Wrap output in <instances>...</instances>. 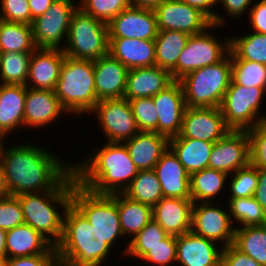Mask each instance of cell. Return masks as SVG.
Returning <instances> with one entry per match:
<instances>
[{"label": "cell", "instance_id": "6da1fadb", "mask_svg": "<svg viewBox=\"0 0 266 266\" xmlns=\"http://www.w3.org/2000/svg\"><path fill=\"white\" fill-rule=\"evenodd\" d=\"M4 146L0 149V162L9 195L73 190L70 160L67 163L51 150L32 142Z\"/></svg>", "mask_w": 266, "mask_h": 266}, {"label": "cell", "instance_id": "7a4b0ae2", "mask_svg": "<svg viewBox=\"0 0 266 266\" xmlns=\"http://www.w3.org/2000/svg\"><path fill=\"white\" fill-rule=\"evenodd\" d=\"M103 145L83 161L72 163L76 183L95 194L123 193L137 176L138 169L123 143Z\"/></svg>", "mask_w": 266, "mask_h": 266}, {"label": "cell", "instance_id": "3957f363", "mask_svg": "<svg viewBox=\"0 0 266 266\" xmlns=\"http://www.w3.org/2000/svg\"><path fill=\"white\" fill-rule=\"evenodd\" d=\"M55 247L63 266H102L113 251L72 203L65 211L62 238Z\"/></svg>", "mask_w": 266, "mask_h": 266}, {"label": "cell", "instance_id": "277c9868", "mask_svg": "<svg viewBox=\"0 0 266 266\" xmlns=\"http://www.w3.org/2000/svg\"><path fill=\"white\" fill-rule=\"evenodd\" d=\"M54 91L70 116L89 115L98 102L93 60L65 56Z\"/></svg>", "mask_w": 266, "mask_h": 266}, {"label": "cell", "instance_id": "5b68a950", "mask_svg": "<svg viewBox=\"0 0 266 266\" xmlns=\"http://www.w3.org/2000/svg\"><path fill=\"white\" fill-rule=\"evenodd\" d=\"M72 191L51 190L16 196L22 208L25 224L40 232L54 246L62 238L64 214L71 204ZM58 208L62 210L59 211Z\"/></svg>", "mask_w": 266, "mask_h": 266}, {"label": "cell", "instance_id": "8992f818", "mask_svg": "<svg viewBox=\"0 0 266 266\" xmlns=\"http://www.w3.org/2000/svg\"><path fill=\"white\" fill-rule=\"evenodd\" d=\"M186 107H220L231 81V53L181 78Z\"/></svg>", "mask_w": 266, "mask_h": 266}, {"label": "cell", "instance_id": "52a82bcc", "mask_svg": "<svg viewBox=\"0 0 266 266\" xmlns=\"http://www.w3.org/2000/svg\"><path fill=\"white\" fill-rule=\"evenodd\" d=\"M71 203L85 216L105 242L114 249L124 237L116 203V193L95 194L73 179Z\"/></svg>", "mask_w": 266, "mask_h": 266}, {"label": "cell", "instance_id": "ba28073f", "mask_svg": "<svg viewBox=\"0 0 266 266\" xmlns=\"http://www.w3.org/2000/svg\"><path fill=\"white\" fill-rule=\"evenodd\" d=\"M108 46V24L78 7L72 15L67 41L62 49L65 56L94 61L108 54Z\"/></svg>", "mask_w": 266, "mask_h": 266}, {"label": "cell", "instance_id": "9c48e42d", "mask_svg": "<svg viewBox=\"0 0 266 266\" xmlns=\"http://www.w3.org/2000/svg\"><path fill=\"white\" fill-rule=\"evenodd\" d=\"M265 94L263 88H247L230 81L219 107L226 126L230 130L247 131L265 119V113L260 111Z\"/></svg>", "mask_w": 266, "mask_h": 266}, {"label": "cell", "instance_id": "30bf717a", "mask_svg": "<svg viewBox=\"0 0 266 266\" xmlns=\"http://www.w3.org/2000/svg\"><path fill=\"white\" fill-rule=\"evenodd\" d=\"M221 27L212 24L204 32L191 35L180 53L176 68L171 72L173 80L179 81L186 74L223 60L230 52V37L223 42L212 33ZM211 30V31H210ZM212 33V34H211Z\"/></svg>", "mask_w": 266, "mask_h": 266}, {"label": "cell", "instance_id": "8fae6325", "mask_svg": "<svg viewBox=\"0 0 266 266\" xmlns=\"http://www.w3.org/2000/svg\"><path fill=\"white\" fill-rule=\"evenodd\" d=\"M74 1L56 0L43 15L33 20L31 26L36 48H64L72 15L78 8Z\"/></svg>", "mask_w": 266, "mask_h": 266}, {"label": "cell", "instance_id": "7c38bea8", "mask_svg": "<svg viewBox=\"0 0 266 266\" xmlns=\"http://www.w3.org/2000/svg\"><path fill=\"white\" fill-rule=\"evenodd\" d=\"M92 113L97 117L99 128L107 142L123 143L140 131L125 97L100 100L90 115Z\"/></svg>", "mask_w": 266, "mask_h": 266}, {"label": "cell", "instance_id": "4fadbf2b", "mask_svg": "<svg viewBox=\"0 0 266 266\" xmlns=\"http://www.w3.org/2000/svg\"><path fill=\"white\" fill-rule=\"evenodd\" d=\"M221 203H194L191 232L218 243L225 248L234 243L235 225ZM226 210V211H225Z\"/></svg>", "mask_w": 266, "mask_h": 266}, {"label": "cell", "instance_id": "5bb4252c", "mask_svg": "<svg viewBox=\"0 0 266 266\" xmlns=\"http://www.w3.org/2000/svg\"><path fill=\"white\" fill-rule=\"evenodd\" d=\"M154 11L158 31L175 30L191 36L204 32L212 25L204 13L180 0H163Z\"/></svg>", "mask_w": 266, "mask_h": 266}, {"label": "cell", "instance_id": "9a60e30c", "mask_svg": "<svg viewBox=\"0 0 266 266\" xmlns=\"http://www.w3.org/2000/svg\"><path fill=\"white\" fill-rule=\"evenodd\" d=\"M230 129L219 107H186L178 136L215 143Z\"/></svg>", "mask_w": 266, "mask_h": 266}, {"label": "cell", "instance_id": "2e32d148", "mask_svg": "<svg viewBox=\"0 0 266 266\" xmlns=\"http://www.w3.org/2000/svg\"><path fill=\"white\" fill-rule=\"evenodd\" d=\"M250 163L249 136L247 131L230 130L214 143L209 158V168L230 175Z\"/></svg>", "mask_w": 266, "mask_h": 266}, {"label": "cell", "instance_id": "e0dca14e", "mask_svg": "<svg viewBox=\"0 0 266 266\" xmlns=\"http://www.w3.org/2000/svg\"><path fill=\"white\" fill-rule=\"evenodd\" d=\"M108 34L109 38L154 40L158 34L155 11L130 6L108 23Z\"/></svg>", "mask_w": 266, "mask_h": 266}, {"label": "cell", "instance_id": "ac0fdd59", "mask_svg": "<svg viewBox=\"0 0 266 266\" xmlns=\"http://www.w3.org/2000/svg\"><path fill=\"white\" fill-rule=\"evenodd\" d=\"M158 112L157 133L168 139L178 136L186 109L183 87L174 80L164 90L152 97Z\"/></svg>", "mask_w": 266, "mask_h": 266}, {"label": "cell", "instance_id": "d6986e66", "mask_svg": "<svg viewBox=\"0 0 266 266\" xmlns=\"http://www.w3.org/2000/svg\"><path fill=\"white\" fill-rule=\"evenodd\" d=\"M64 113L63 108L54 90L32 89L27 87L24 109V126L35 128L51 126Z\"/></svg>", "mask_w": 266, "mask_h": 266}, {"label": "cell", "instance_id": "ffe728a7", "mask_svg": "<svg viewBox=\"0 0 266 266\" xmlns=\"http://www.w3.org/2000/svg\"><path fill=\"white\" fill-rule=\"evenodd\" d=\"M176 243L178 266H221L223 247L218 243L195 235L191 231L176 236Z\"/></svg>", "mask_w": 266, "mask_h": 266}, {"label": "cell", "instance_id": "44dd1931", "mask_svg": "<svg viewBox=\"0 0 266 266\" xmlns=\"http://www.w3.org/2000/svg\"><path fill=\"white\" fill-rule=\"evenodd\" d=\"M64 59L62 49L36 48L31 55L26 87L55 90Z\"/></svg>", "mask_w": 266, "mask_h": 266}, {"label": "cell", "instance_id": "7402d4cb", "mask_svg": "<svg viewBox=\"0 0 266 266\" xmlns=\"http://www.w3.org/2000/svg\"><path fill=\"white\" fill-rule=\"evenodd\" d=\"M93 63L97 100L124 97L129 69L109 53Z\"/></svg>", "mask_w": 266, "mask_h": 266}, {"label": "cell", "instance_id": "603a6c76", "mask_svg": "<svg viewBox=\"0 0 266 266\" xmlns=\"http://www.w3.org/2000/svg\"><path fill=\"white\" fill-rule=\"evenodd\" d=\"M191 199L163 197L152 207L153 219L168 235L180 236L191 231Z\"/></svg>", "mask_w": 266, "mask_h": 266}, {"label": "cell", "instance_id": "cb8c5ba5", "mask_svg": "<svg viewBox=\"0 0 266 266\" xmlns=\"http://www.w3.org/2000/svg\"><path fill=\"white\" fill-rule=\"evenodd\" d=\"M161 183L164 197L191 199L190 174L168 148L153 169Z\"/></svg>", "mask_w": 266, "mask_h": 266}, {"label": "cell", "instance_id": "d4e9b609", "mask_svg": "<svg viewBox=\"0 0 266 266\" xmlns=\"http://www.w3.org/2000/svg\"><path fill=\"white\" fill-rule=\"evenodd\" d=\"M173 81L169 71L156 65L129 69L124 97L127 100L153 97Z\"/></svg>", "mask_w": 266, "mask_h": 266}, {"label": "cell", "instance_id": "484cf974", "mask_svg": "<svg viewBox=\"0 0 266 266\" xmlns=\"http://www.w3.org/2000/svg\"><path fill=\"white\" fill-rule=\"evenodd\" d=\"M123 144L138 170H153L169 148V139L156 132L139 131Z\"/></svg>", "mask_w": 266, "mask_h": 266}, {"label": "cell", "instance_id": "4316f807", "mask_svg": "<svg viewBox=\"0 0 266 266\" xmlns=\"http://www.w3.org/2000/svg\"><path fill=\"white\" fill-rule=\"evenodd\" d=\"M27 87L20 84H0V135L24 128V109Z\"/></svg>", "mask_w": 266, "mask_h": 266}, {"label": "cell", "instance_id": "83f0119b", "mask_svg": "<svg viewBox=\"0 0 266 266\" xmlns=\"http://www.w3.org/2000/svg\"><path fill=\"white\" fill-rule=\"evenodd\" d=\"M7 258L37 254H57L56 247L28 224H21L6 232Z\"/></svg>", "mask_w": 266, "mask_h": 266}, {"label": "cell", "instance_id": "f1b7e54d", "mask_svg": "<svg viewBox=\"0 0 266 266\" xmlns=\"http://www.w3.org/2000/svg\"><path fill=\"white\" fill-rule=\"evenodd\" d=\"M108 53L128 69L155 65V41L109 38Z\"/></svg>", "mask_w": 266, "mask_h": 266}, {"label": "cell", "instance_id": "f546056e", "mask_svg": "<svg viewBox=\"0 0 266 266\" xmlns=\"http://www.w3.org/2000/svg\"><path fill=\"white\" fill-rule=\"evenodd\" d=\"M213 145L212 142L184 137L169 139V148L190 175L209 168V158Z\"/></svg>", "mask_w": 266, "mask_h": 266}, {"label": "cell", "instance_id": "4dcf8cb0", "mask_svg": "<svg viewBox=\"0 0 266 266\" xmlns=\"http://www.w3.org/2000/svg\"><path fill=\"white\" fill-rule=\"evenodd\" d=\"M116 203L124 238H133L153 219L152 206L131 200L123 193H116Z\"/></svg>", "mask_w": 266, "mask_h": 266}, {"label": "cell", "instance_id": "1f68e13d", "mask_svg": "<svg viewBox=\"0 0 266 266\" xmlns=\"http://www.w3.org/2000/svg\"><path fill=\"white\" fill-rule=\"evenodd\" d=\"M229 175L223 171L205 168L190 175V194L194 203H211L225 188Z\"/></svg>", "mask_w": 266, "mask_h": 266}, {"label": "cell", "instance_id": "d6a6232c", "mask_svg": "<svg viewBox=\"0 0 266 266\" xmlns=\"http://www.w3.org/2000/svg\"><path fill=\"white\" fill-rule=\"evenodd\" d=\"M190 35L175 31H158L155 41V65L170 73L176 68L177 60Z\"/></svg>", "mask_w": 266, "mask_h": 266}, {"label": "cell", "instance_id": "836d02e7", "mask_svg": "<svg viewBox=\"0 0 266 266\" xmlns=\"http://www.w3.org/2000/svg\"><path fill=\"white\" fill-rule=\"evenodd\" d=\"M35 49L31 25L0 19V53H32Z\"/></svg>", "mask_w": 266, "mask_h": 266}, {"label": "cell", "instance_id": "e575fe53", "mask_svg": "<svg viewBox=\"0 0 266 266\" xmlns=\"http://www.w3.org/2000/svg\"><path fill=\"white\" fill-rule=\"evenodd\" d=\"M123 194L131 200L152 207L164 197L161 183L154 170H138L137 176L131 181Z\"/></svg>", "mask_w": 266, "mask_h": 266}, {"label": "cell", "instance_id": "d590c367", "mask_svg": "<svg viewBox=\"0 0 266 266\" xmlns=\"http://www.w3.org/2000/svg\"><path fill=\"white\" fill-rule=\"evenodd\" d=\"M233 245L266 266V225L236 228Z\"/></svg>", "mask_w": 266, "mask_h": 266}, {"label": "cell", "instance_id": "8d00e7d4", "mask_svg": "<svg viewBox=\"0 0 266 266\" xmlns=\"http://www.w3.org/2000/svg\"><path fill=\"white\" fill-rule=\"evenodd\" d=\"M226 202L232 223L239 225L235 228L266 225V212L254 197L227 199Z\"/></svg>", "mask_w": 266, "mask_h": 266}, {"label": "cell", "instance_id": "74e56055", "mask_svg": "<svg viewBox=\"0 0 266 266\" xmlns=\"http://www.w3.org/2000/svg\"><path fill=\"white\" fill-rule=\"evenodd\" d=\"M231 58L255 61L266 65V34L256 32L230 37Z\"/></svg>", "mask_w": 266, "mask_h": 266}, {"label": "cell", "instance_id": "f35d334b", "mask_svg": "<svg viewBox=\"0 0 266 266\" xmlns=\"http://www.w3.org/2000/svg\"><path fill=\"white\" fill-rule=\"evenodd\" d=\"M31 55L32 53L25 52H1V84H20L26 86Z\"/></svg>", "mask_w": 266, "mask_h": 266}, {"label": "cell", "instance_id": "ab89813d", "mask_svg": "<svg viewBox=\"0 0 266 266\" xmlns=\"http://www.w3.org/2000/svg\"><path fill=\"white\" fill-rule=\"evenodd\" d=\"M168 234L166 231L152 219L139 233L133 238H129L125 245L122 257H135L139 260L150 248L160 244Z\"/></svg>", "mask_w": 266, "mask_h": 266}, {"label": "cell", "instance_id": "60d3db41", "mask_svg": "<svg viewBox=\"0 0 266 266\" xmlns=\"http://www.w3.org/2000/svg\"><path fill=\"white\" fill-rule=\"evenodd\" d=\"M231 81L247 88L260 87L266 91V65L231 58Z\"/></svg>", "mask_w": 266, "mask_h": 266}, {"label": "cell", "instance_id": "b9f144b4", "mask_svg": "<svg viewBox=\"0 0 266 266\" xmlns=\"http://www.w3.org/2000/svg\"><path fill=\"white\" fill-rule=\"evenodd\" d=\"M230 176V197L228 199L254 197L258 185V168L250 163Z\"/></svg>", "mask_w": 266, "mask_h": 266}, {"label": "cell", "instance_id": "7bdbcfd3", "mask_svg": "<svg viewBox=\"0 0 266 266\" xmlns=\"http://www.w3.org/2000/svg\"><path fill=\"white\" fill-rule=\"evenodd\" d=\"M79 3L78 7L83 12L106 24L131 6L129 0H81Z\"/></svg>", "mask_w": 266, "mask_h": 266}, {"label": "cell", "instance_id": "ee69618b", "mask_svg": "<svg viewBox=\"0 0 266 266\" xmlns=\"http://www.w3.org/2000/svg\"><path fill=\"white\" fill-rule=\"evenodd\" d=\"M140 131L156 132L158 125V112L152 97L135 98L128 100Z\"/></svg>", "mask_w": 266, "mask_h": 266}, {"label": "cell", "instance_id": "f6af8a7d", "mask_svg": "<svg viewBox=\"0 0 266 266\" xmlns=\"http://www.w3.org/2000/svg\"><path fill=\"white\" fill-rule=\"evenodd\" d=\"M249 136L250 164L266 169V118L247 130Z\"/></svg>", "mask_w": 266, "mask_h": 266}, {"label": "cell", "instance_id": "bcb514c9", "mask_svg": "<svg viewBox=\"0 0 266 266\" xmlns=\"http://www.w3.org/2000/svg\"><path fill=\"white\" fill-rule=\"evenodd\" d=\"M176 236L168 235L160 244L150 248L141 258L152 266H173L176 262Z\"/></svg>", "mask_w": 266, "mask_h": 266}, {"label": "cell", "instance_id": "7dc6e473", "mask_svg": "<svg viewBox=\"0 0 266 266\" xmlns=\"http://www.w3.org/2000/svg\"><path fill=\"white\" fill-rule=\"evenodd\" d=\"M0 8L1 20L28 25L33 22L28 0H0Z\"/></svg>", "mask_w": 266, "mask_h": 266}, {"label": "cell", "instance_id": "c3c4849f", "mask_svg": "<svg viewBox=\"0 0 266 266\" xmlns=\"http://www.w3.org/2000/svg\"><path fill=\"white\" fill-rule=\"evenodd\" d=\"M24 223L18 198L9 195L0 199V228L8 231Z\"/></svg>", "mask_w": 266, "mask_h": 266}, {"label": "cell", "instance_id": "681fc988", "mask_svg": "<svg viewBox=\"0 0 266 266\" xmlns=\"http://www.w3.org/2000/svg\"><path fill=\"white\" fill-rule=\"evenodd\" d=\"M221 266H262L249 255L242 253L233 244L223 248Z\"/></svg>", "mask_w": 266, "mask_h": 266}, {"label": "cell", "instance_id": "f907efd6", "mask_svg": "<svg viewBox=\"0 0 266 266\" xmlns=\"http://www.w3.org/2000/svg\"><path fill=\"white\" fill-rule=\"evenodd\" d=\"M58 264L57 254H37L8 258V266H57Z\"/></svg>", "mask_w": 266, "mask_h": 266}, {"label": "cell", "instance_id": "816d5d0a", "mask_svg": "<svg viewBox=\"0 0 266 266\" xmlns=\"http://www.w3.org/2000/svg\"><path fill=\"white\" fill-rule=\"evenodd\" d=\"M183 3H186L187 5H190L191 7L197 8L202 13H204L211 21L212 24L219 25V26H225V20L227 21L225 16H222V14L217 13L218 11L214 10L218 5V0H180Z\"/></svg>", "mask_w": 266, "mask_h": 266}, {"label": "cell", "instance_id": "f5cc1de1", "mask_svg": "<svg viewBox=\"0 0 266 266\" xmlns=\"http://www.w3.org/2000/svg\"><path fill=\"white\" fill-rule=\"evenodd\" d=\"M248 14L252 30L256 33L266 34V0L255 2Z\"/></svg>", "mask_w": 266, "mask_h": 266}, {"label": "cell", "instance_id": "db71d44e", "mask_svg": "<svg viewBox=\"0 0 266 266\" xmlns=\"http://www.w3.org/2000/svg\"><path fill=\"white\" fill-rule=\"evenodd\" d=\"M253 2L254 0H218L217 3L222 4L221 7L225 10L226 16H230V18L235 17L234 19H236L247 14Z\"/></svg>", "mask_w": 266, "mask_h": 266}, {"label": "cell", "instance_id": "11a10c76", "mask_svg": "<svg viewBox=\"0 0 266 266\" xmlns=\"http://www.w3.org/2000/svg\"><path fill=\"white\" fill-rule=\"evenodd\" d=\"M254 198L266 212V169H258V185Z\"/></svg>", "mask_w": 266, "mask_h": 266}, {"label": "cell", "instance_id": "9f6ffc18", "mask_svg": "<svg viewBox=\"0 0 266 266\" xmlns=\"http://www.w3.org/2000/svg\"><path fill=\"white\" fill-rule=\"evenodd\" d=\"M55 1L56 0H28L31 18L34 20L43 15Z\"/></svg>", "mask_w": 266, "mask_h": 266}, {"label": "cell", "instance_id": "6f0895ef", "mask_svg": "<svg viewBox=\"0 0 266 266\" xmlns=\"http://www.w3.org/2000/svg\"><path fill=\"white\" fill-rule=\"evenodd\" d=\"M131 6L154 10L163 0H129Z\"/></svg>", "mask_w": 266, "mask_h": 266}, {"label": "cell", "instance_id": "680465c9", "mask_svg": "<svg viewBox=\"0 0 266 266\" xmlns=\"http://www.w3.org/2000/svg\"><path fill=\"white\" fill-rule=\"evenodd\" d=\"M7 196H9V193L5 185L3 168L0 162V199L6 198Z\"/></svg>", "mask_w": 266, "mask_h": 266}, {"label": "cell", "instance_id": "91938a15", "mask_svg": "<svg viewBox=\"0 0 266 266\" xmlns=\"http://www.w3.org/2000/svg\"><path fill=\"white\" fill-rule=\"evenodd\" d=\"M6 230L0 228V257H7L6 252Z\"/></svg>", "mask_w": 266, "mask_h": 266}, {"label": "cell", "instance_id": "94428289", "mask_svg": "<svg viewBox=\"0 0 266 266\" xmlns=\"http://www.w3.org/2000/svg\"><path fill=\"white\" fill-rule=\"evenodd\" d=\"M0 266H8V258L0 257Z\"/></svg>", "mask_w": 266, "mask_h": 266}, {"label": "cell", "instance_id": "6125c7cd", "mask_svg": "<svg viewBox=\"0 0 266 266\" xmlns=\"http://www.w3.org/2000/svg\"><path fill=\"white\" fill-rule=\"evenodd\" d=\"M2 144H4V138L0 135V149H1Z\"/></svg>", "mask_w": 266, "mask_h": 266}]
</instances>
